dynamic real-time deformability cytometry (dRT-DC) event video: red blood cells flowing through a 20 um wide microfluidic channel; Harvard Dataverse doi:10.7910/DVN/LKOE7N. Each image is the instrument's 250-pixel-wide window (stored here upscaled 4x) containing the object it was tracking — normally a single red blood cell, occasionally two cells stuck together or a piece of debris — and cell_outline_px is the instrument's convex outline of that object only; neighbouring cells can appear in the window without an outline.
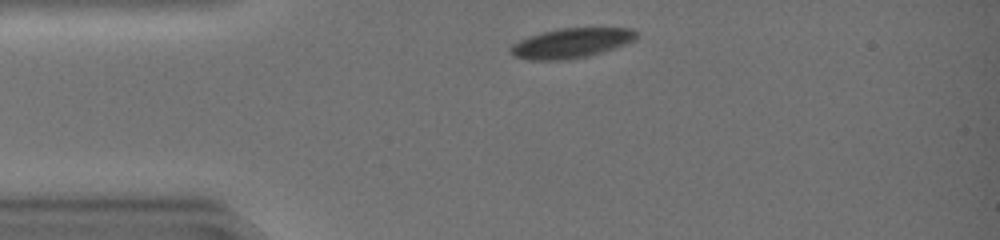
{"species": "common noctule bat (a hibernating species)", "species_latin": "Nyctalus noctula", "temperature_condition": "warm", "stored_images_in_passage": 33, "camera_frame_rate_fps": 3000, "um_per_image_px": 0.085, "animal": {"sex": "female", "body_mass_g": 19.0, "forearm_length_mm": 51.5}, "frame": {"image": 1, "passage_image": 2, "time_ms": 0.333, "image_size_px": [1000, 240], "cell_outline_px": [[636, 40], [588, 56], [568, 60], [528, 60], [516, 56], [508, 48], [512, 44], [520, 40], [544, 32], [560, 28], [632, 28], [636, 32]], "centroid_in_image_um": [48.55, 3.67], "position_along_channel_um": 36.4, "area_um2": 21.5}}
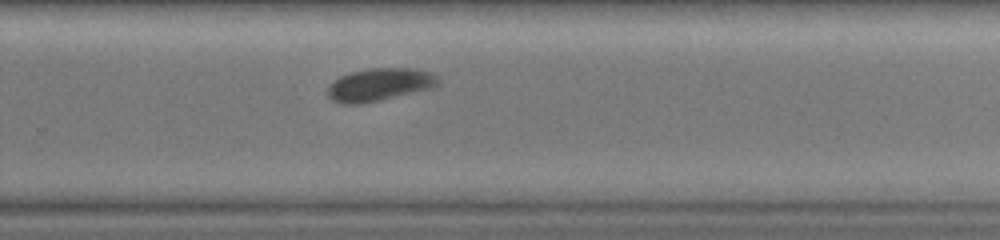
{"frame": {"image": 2, "passage_image": 23, "time_ms": 7.333, "image_size_px": [1000, 240], "cell_outline_px": [[440, 84], [432, 88], [380, 100], [360, 104], [340, 104], [332, 100], [328, 96], [328, 88], [332, 80], [340, 76], [352, 72], [368, 68], [416, 68], [432, 72], [440, 80]], "centroid_in_image_um": [32.27, 7.18], "position_along_channel_um": 297.5, "area_um2": 21.27}}
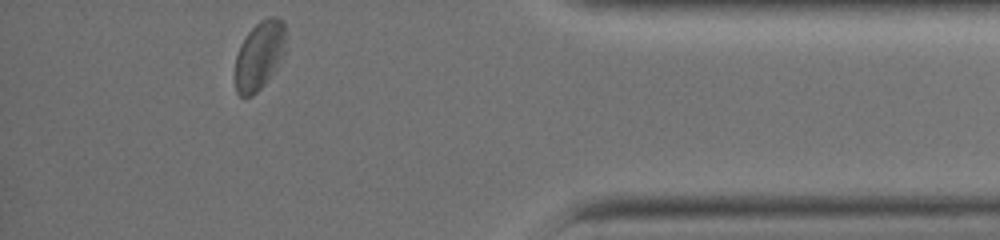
{"frame": {"image": 3, "passage_image": 33, "time_ms": 10.667, "image_size_px": [1000, 240], "cell_outline_px": [[284, 56], [276, 68], [264, 84], [252, 96], [240, 96], [236, 92], [236, 56], [240, 44], [248, 32], [260, 20], [268, 16], [276, 16], [284, 20]], "centroid_in_image_um": [22.05, 4.68], "position_along_channel_um": 413.1, "area_um2": 20.11}, "authors_computed_cell_mechanics": {"area_um2": 21.8484, "velocity_mm_per_s": 4.1655, "shape_relaxation_time_tau1_ms": 3.5185, "shape_relaxation_time_tau2_ms": null, "deformation_change_tau1": 0.0839, "deformation_change_tau2": null}}